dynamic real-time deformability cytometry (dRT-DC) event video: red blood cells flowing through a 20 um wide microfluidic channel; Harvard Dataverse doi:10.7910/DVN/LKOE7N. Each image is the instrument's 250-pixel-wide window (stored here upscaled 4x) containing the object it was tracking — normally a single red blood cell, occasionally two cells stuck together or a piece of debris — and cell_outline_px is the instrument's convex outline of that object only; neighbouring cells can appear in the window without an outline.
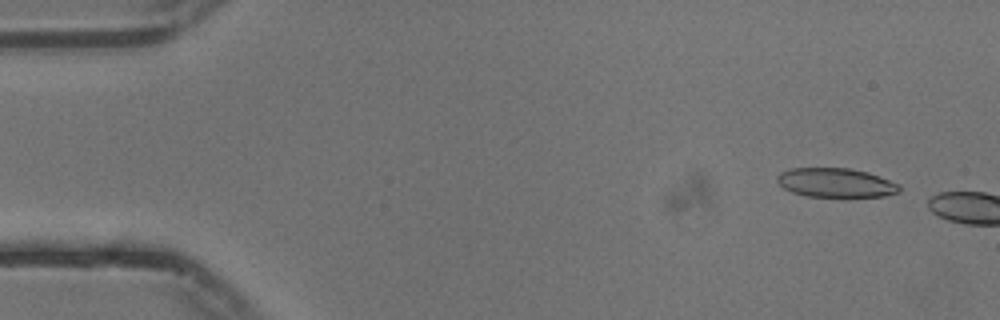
{"species": "common noctule bat (a hibernating species)", "species_latin": "Nyctalus noctula", "temperature_condition": "cold", "stored_images_in_passage": 7, "camera_frame_rate_fps": 3000, "um_per_image_px": 0.085, "animal": {"sex": "male", "body_mass_g": 13.3}, "frame": {"image": 1, "passage_image": 4, "time_ms": 1.0, "image_size_px": [1000, 320], "cell_outline_px": [[900, 192], [884, 196], [844, 200], [804, 196], [792, 192], [784, 188], [776, 180], [776, 176], [780, 172], [792, 168], [848, 168], [868, 172], [900, 184]], "centroid_in_image_um": [71.07, 15.59], "position_along_channel_um": 13.9, "area_um2": 21.85}}